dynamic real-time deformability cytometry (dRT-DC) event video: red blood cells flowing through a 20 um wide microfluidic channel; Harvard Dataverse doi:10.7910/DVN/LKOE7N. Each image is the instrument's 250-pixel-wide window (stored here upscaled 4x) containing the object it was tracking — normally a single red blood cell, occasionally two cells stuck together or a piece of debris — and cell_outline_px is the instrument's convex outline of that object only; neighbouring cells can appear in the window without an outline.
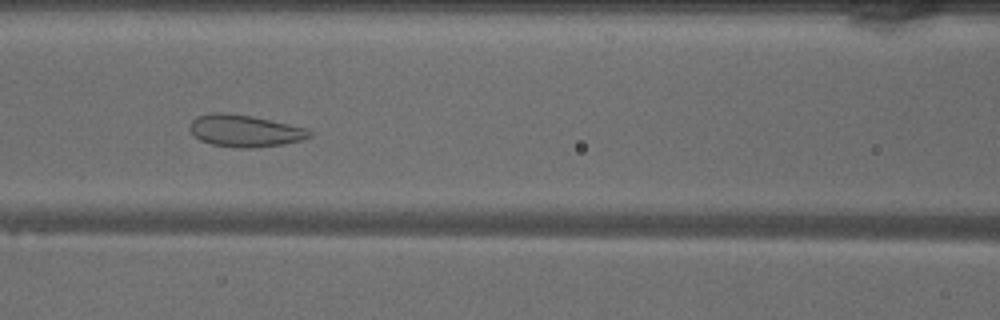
{"species": "common noctule bat (a hibernating species)", "species_latin": "Nyctalus noctula", "temperature_condition": "warm", "stored_images_in_passage": 47, "camera_frame_rate_fps": 3000, "um_per_image_px": 0.085, "animal": {"sex": "male", "body_mass_g": 18.8}, "frame": {"image": 1, "passage_image": 19, "time_ms": 6.0, "image_size_px": [1000, 320], "cell_outline_px": [[312, 136], [300, 140], [284, 144], [256, 148], [240, 148], [212, 144], [200, 140], [188, 128], [192, 120], [196, 116], [212, 112], [224, 112], [252, 116], [308, 128], [312, 132]], "centroid_in_image_um": [20.81, 11.11], "position_along_channel_um": 145.8, "area_um2": 22.43}}
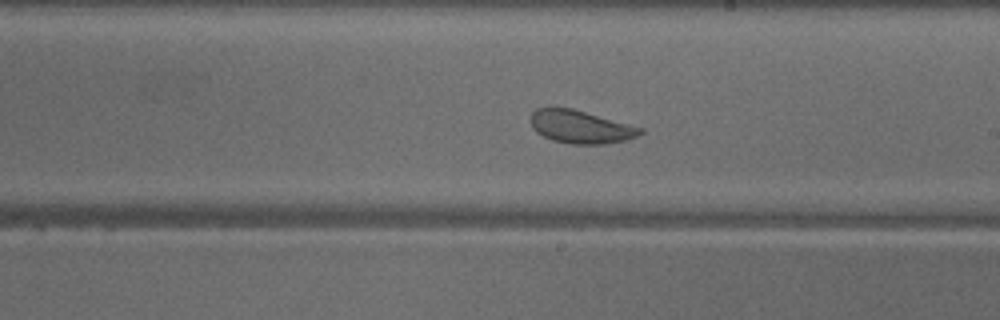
{"frame": {"image": 2, "passage_image": 26, "time_ms": 8.333, "image_size_px": [1000, 320], "cell_outline_px": [[644, 132], [636, 136], [624, 140], [604, 144], [572, 144], [552, 140], [536, 132], [532, 128], [528, 120], [532, 112], [536, 108], [572, 108], [644, 128]], "centroid_in_image_um": [49.31, 10.78], "position_along_channel_um": 239.7, "area_um2": 21.1}}
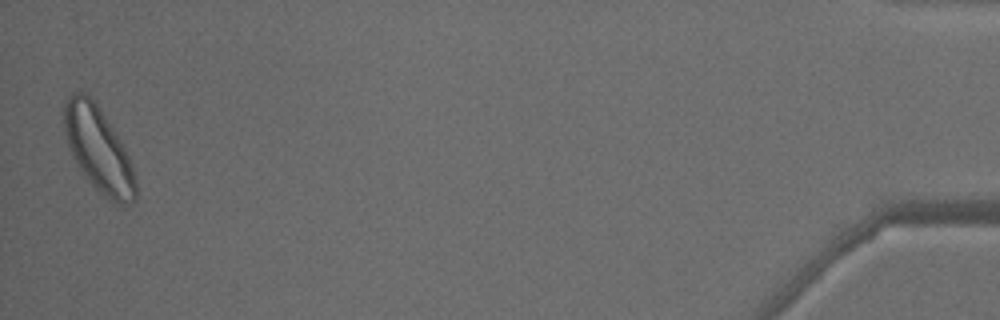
{"frame": {"image": 3, "passage_image": 47, "time_ms": 15.333, "image_size_px": [1000, 320], "cell_outline_px": [[136, 200], [132, 204], [112, 204], [84, 176], [72, 156], [68, 144], [64, 128], [64, 104], [68, 96], [76, 92], [88, 92], [116, 132], [128, 156], [136, 180]], "centroid_in_image_um": [8.37, 12.72], "position_along_channel_um": 426.8, "area_um2": 35.26}, "authors_computed_cell_mechanics": {"area_um2": 27.3972, "velocity_mm_per_s": 4.0279, "shape_relaxation_time_tau1_ms": 8.8951, "shape_relaxation_time_tau2_ms": 1.168, "deformation_change_tau1": 0.1109, "deformation_change_tau2": 0.0716}}